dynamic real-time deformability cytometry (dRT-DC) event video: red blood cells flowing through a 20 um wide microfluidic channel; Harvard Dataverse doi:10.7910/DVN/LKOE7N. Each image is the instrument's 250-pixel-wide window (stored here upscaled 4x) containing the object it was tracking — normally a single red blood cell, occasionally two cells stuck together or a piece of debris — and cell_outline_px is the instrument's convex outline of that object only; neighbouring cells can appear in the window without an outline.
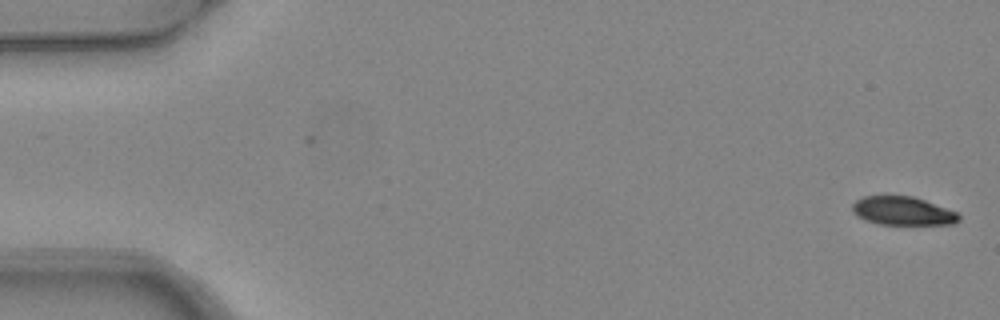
{"species": "common noctule bat (a hibernating species)", "species_latin": "Nyctalus noctula", "temperature_condition": "warm", "stored_images_in_passage": 5, "camera_frame_rate_fps": 3000, "um_per_image_px": 0.085, "animal": {"sex": "female", "body_mass_g": 24.6, "forearm_length_mm": 56.2}, "frame": {"image": 1, "passage_image": 1, "time_ms": 0.0, "image_size_px": [1000, 320], "cell_outline_px": [[960, 220], [956, 224], [880, 224], [864, 220], [856, 216], [852, 212], [852, 204], [856, 200], [864, 196], [912, 196], [924, 200], [956, 212], [960, 216]], "centroid_in_image_um": [76.7, 17.93], "position_along_channel_um": 8.3, "area_um2": 17.63}}
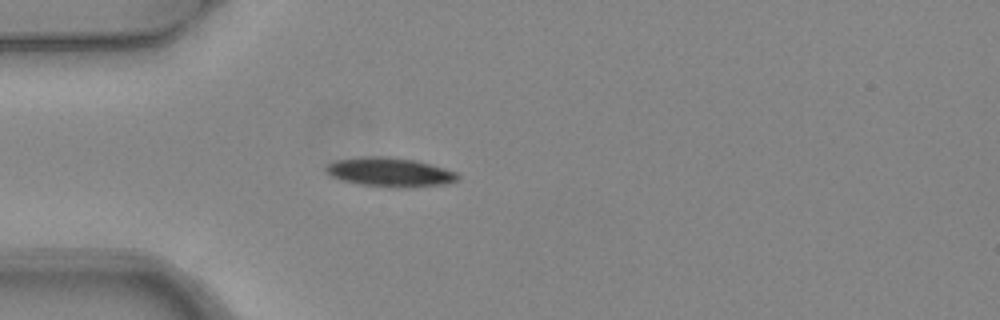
{"frame": {"image": 2, "passage_image": 5, "time_ms": 1.333, "image_size_px": [1000, 320], "cell_outline_px": [[460, 176], [456, 180], [444, 184], [404, 188], [388, 188], [360, 184], [344, 180], [332, 176], [324, 168], [328, 164], [336, 160], [364, 156], [388, 156], [416, 160], [444, 168], [456, 172]], "centroid_in_image_um": [33.15, 14.63], "position_along_channel_um": 51.9, "area_um2": 22.37}}